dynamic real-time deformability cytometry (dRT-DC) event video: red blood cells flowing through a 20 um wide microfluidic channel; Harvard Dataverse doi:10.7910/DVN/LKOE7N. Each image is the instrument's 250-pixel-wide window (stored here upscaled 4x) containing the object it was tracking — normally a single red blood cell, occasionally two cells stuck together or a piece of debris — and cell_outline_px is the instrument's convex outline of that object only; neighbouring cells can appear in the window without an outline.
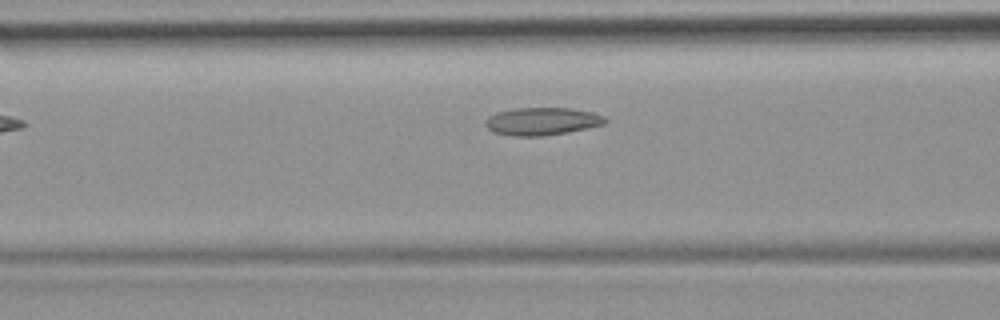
{"species": "common noctule bat (a hibernating species)", "species_latin": "Nyctalus noctula", "temperature_condition": "room temperature", "stored_images_in_passage": 5, "camera_frame_rate_fps": 3000, "um_per_image_px": 0.085, "animal": {"sex": "female", "body_mass_g": 19.9}, "frame": {"image": 1, "passage_image": 4, "time_ms": 3.333, "image_size_px": [1000, 320], "cell_outline_px": [[608, 120], [604, 124], [544, 136], [512, 136], [492, 132], [484, 124], [484, 120], [488, 116], [496, 112], [516, 108], [568, 108], [592, 112], [604, 116]], "centroid_in_image_um": [46.01, 10.31], "position_along_channel_um": 120.6, "area_um2": 19.25}}
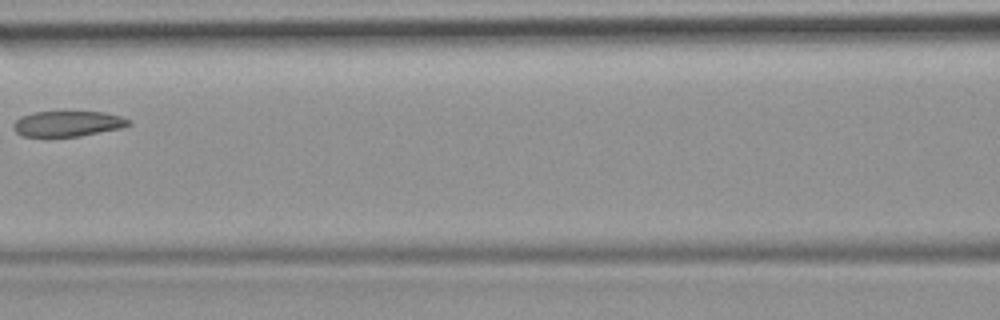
{"frame": {"image": 2, "passage_image": 5, "time_ms": 4.333, "image_size_px": [1000, 320], "cell_outline_px": [[132, 124], [120, 128], [80, 136], [20, 136], [12, 128], [12, 124], [20, 116], [32, 112], [64, 108], [104, 112], [120, 116], [128, 120]], "centroid_in_image_um": [5.7, 10.45], "position_along_channel_um": 160.9, "area_um2": 18.09}}